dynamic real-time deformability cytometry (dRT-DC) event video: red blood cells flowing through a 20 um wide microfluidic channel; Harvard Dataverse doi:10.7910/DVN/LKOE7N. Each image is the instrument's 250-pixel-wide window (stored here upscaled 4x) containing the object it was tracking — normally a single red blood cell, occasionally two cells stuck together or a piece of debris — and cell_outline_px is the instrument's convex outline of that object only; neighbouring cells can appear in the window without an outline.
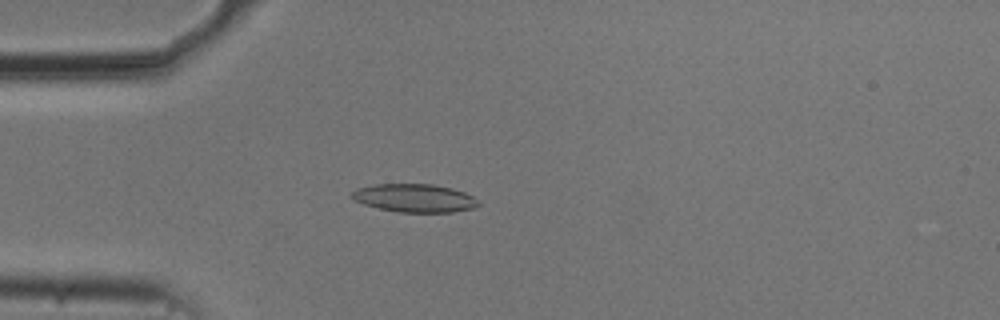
{"species": "common noctule bat (a hibernating species)", "species_latin": "Nyctalus noctula", "temperature_condition": "cold", "stored_images_in_passage": 54, "camera_frame_rate_fps": 3000, "um_per_image_px": 0.085, "animal": {"sex": "male", "body_mass_g": 20.5, "forearm_length_mm": 52.5}, "frame": {"image": 1, "passage_image": 15, "time_ms": 4.667, "image_size_px": [1000, 320], "cell_outline_px": [[480, 204], [472, 208], [452, 212], [400, 212], [380, 208], [364, 204], [356, 200], [352, 196], [352, 192], [356, 188], [376, 184], [432, 184], [452, 188], [464, 192], [472, 196]], "centroid_in_image_um": [35.24, 16.83], "position_along_channel_um": 49.8, "area_um2": 20.52}}
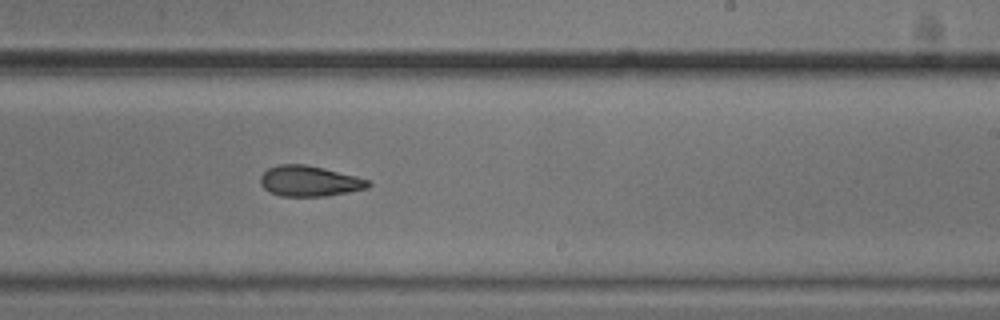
{"frame": {"image": 2, "passage_image": 33, "time_ms": 10.667, "image_size_px": [1000, 320], "cell_outline_px": [[372, 184], [368, 188], [328, 196], [280, 196], [268, 192], [260, 184], [260, 176], [268, 168], [280, 164], [304, 164], [324, 168], [372, 180]], "centroid_in_image_um": [26.32, 15.4], "position_along_channel_um": 262.7, "area_um2": 19.42}}
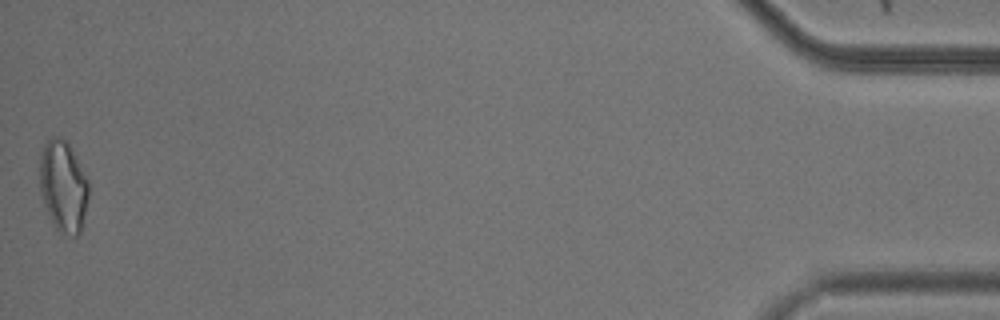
{"frame": {"image": 3, "passage_image": 54, "time_ms": 17.667, "image_size_px": [1000, 320], "cell_outline_px": [[88, 196], [84, 216], [80, 232], [76, 236], [72, 236], [60, 232], [56, 228], [44, 204], [40, 192], [40, 156], [44, 144], [52, 136], [60, 136], [68, 140], [88, 180]], "centroid_in_image_um": [5.37, 15.78], "position_along_channel_um": 429.8, "area_um2": 26.01}, "authors_computed_cell_mechanics": {"area_um2": 20.3745, "velocity_mm_per_s": 3.7322, "shape_relaxation_time_tau1_ms": null, "shape_relaxation_time_tau2_ms": 4.8778, "deformation_change_tau1": null, "deformation_change_tau2": 0.1279}}